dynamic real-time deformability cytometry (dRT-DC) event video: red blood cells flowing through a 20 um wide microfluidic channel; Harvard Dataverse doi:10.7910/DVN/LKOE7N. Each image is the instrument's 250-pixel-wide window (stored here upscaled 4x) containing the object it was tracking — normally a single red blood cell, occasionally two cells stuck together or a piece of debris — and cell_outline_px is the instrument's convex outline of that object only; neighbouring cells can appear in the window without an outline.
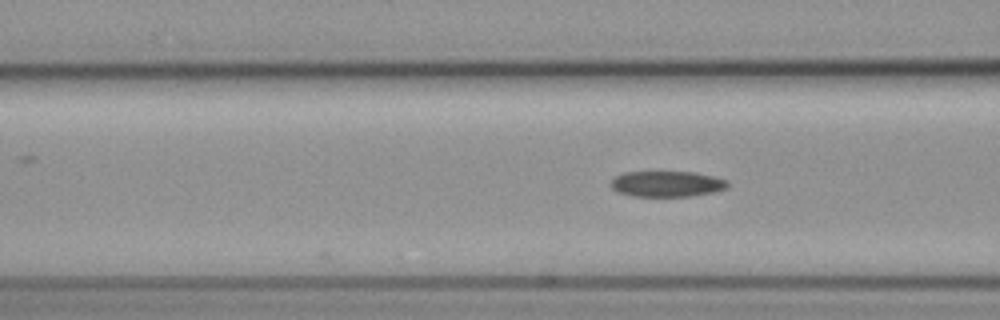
{"species": "common noctule bat (a hibernating species)", "species_latin": "Nyctalus noctula", "temperature_condition": "cold", "stored_images_in_passage": 9, "camera_frame_rate_fps": 3000, "um_per_image_px": 0.085, "animal": {"sex": "female", "body_mass_g": 19.3, "forearm_length_mm": 54.1}, "frame": {"image": 1, "passage_image": 4, "time_ms": 4.667, "image_size_px": [1000, 320], "cell_outline_px": [[728, 188], [716, 192], [692, 196], [632, 196], [616, 192], [608, 184], [616, 176], [624, 172], [696, 172], [728, 180]], "centroid_in_image_um": [56.69, 15.64], "position_along_channel_um": 109.9, "area_um2": 17.74}}